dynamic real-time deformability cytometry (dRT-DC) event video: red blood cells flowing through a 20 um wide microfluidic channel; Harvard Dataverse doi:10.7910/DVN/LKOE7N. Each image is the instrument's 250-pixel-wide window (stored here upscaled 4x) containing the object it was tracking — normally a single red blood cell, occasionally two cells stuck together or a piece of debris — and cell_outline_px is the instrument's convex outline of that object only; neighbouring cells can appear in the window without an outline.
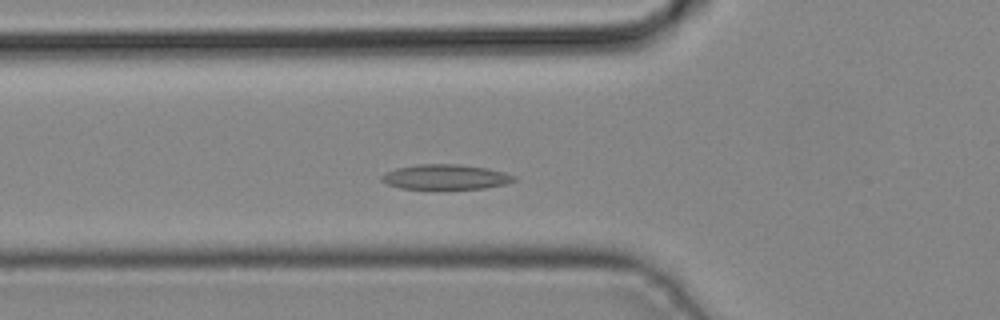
{"species": "common noctule bat (a hibernating species)", "species_latin": "Nyctalus noctula", "temperature_condition": "cold", "stored_images_in_passage": 40, "camera_frame_rate_fps": 3000, "um_per_image_px": 0.085, "animal": {"sex": "male", "body_mass_g": 19.2, "forearm_length_mm": 51.8}, "frame": {"image": 1, "passage_image": 11, "time_ms": 3.333, "image_size_px": [1000, 320], "cell_outline_px": [[516, 180], [504, 184], [484, 188], [400, 188], [388, 184], [380, 180], [380, 176], [396, 168], [416, 164], [460, 164], [488, 168], [504, 172], [516, 176]], "centroid_in_image_um": [37.88, 15.02], "position_along_channel_um": 87.9, "area_um2": 19.07}}
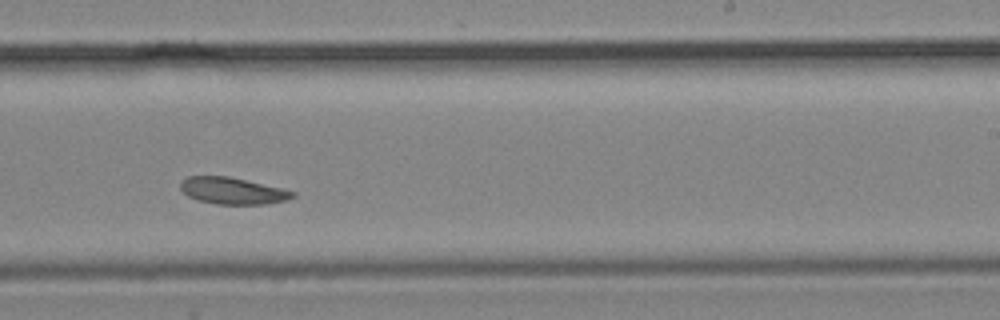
{"frame": {"image": 2, "passage_image": 23, "time_ms": 7.333, "image_size_px": [1000, 320], "cell_outline_px": [[296, 196], [288, 200], [268, 204], [216, 204], [200, 200], [188, 196], [180, 188], [180, 180], [188, 176], [228, 176], [280, 188], [296, 192]], "centroid_in_image_um": [19.77, 16.22], "position_along_channel_um": 269.2, "area_um2": 17.4}}
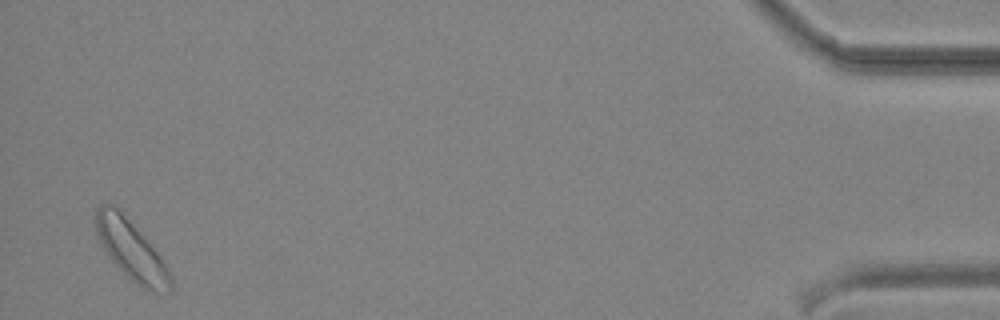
{"frame": {"image": 3, "passage_image": 39, "time_ms": 12.667, "image_size_px": [1000, 320], "cell_outline_px": [[172, 292], [148, 292], [140, 288], [112, 260], [104, 248], [96, 232], [96, 208], [100, 204], [112, 204], [128, 220], [160, 256], [168, 268], [172, 276]], "centroid_in_image_um": [11.19, 21.33], "position_along_channel_um": 424.0, "area_um2": 25.2}}